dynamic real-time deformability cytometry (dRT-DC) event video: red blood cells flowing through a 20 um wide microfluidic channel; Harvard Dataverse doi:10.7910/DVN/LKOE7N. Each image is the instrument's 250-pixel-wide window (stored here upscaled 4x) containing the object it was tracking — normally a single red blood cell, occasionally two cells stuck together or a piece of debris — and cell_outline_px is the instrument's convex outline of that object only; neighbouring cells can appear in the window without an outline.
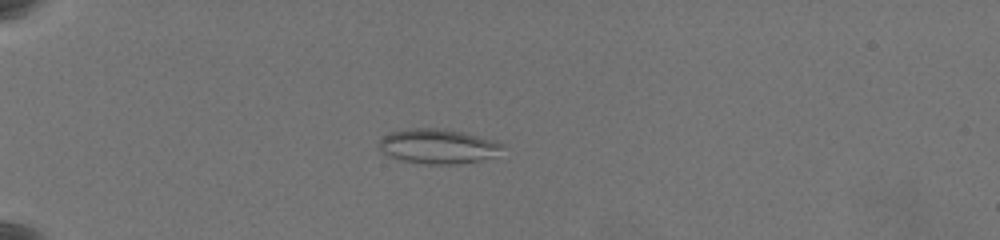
{"species": "common noctule bat (a hibernating species)", "species_latin": "Nyctalus noctula", "temperature_condition": "warm", "stored_images_in_passage": 50, "camera_frame_rate_fps": 3000, "um_per_image_px": 0.085, "animal": {"sex": "female", "body_mass_g": 19.5, "forearm_length_mm": 54.1}, "frame": {"image": 1, "passage_image": 7, "time_ms": 2.0, "image_size_px": [1000, 240], "cell_outline_px": [[504, 144], [492, 156], [480, 160], [456, 164], [424, 164], [396, 160], [380, 152], [380, 140], [384, 136], [392, 132], [408, 128], [444, 128], [496, 140]], "centroid_in_image_um": [37.16, 12.44], "position_along_channel_um": 47.8, "area_um2": 24.91}}
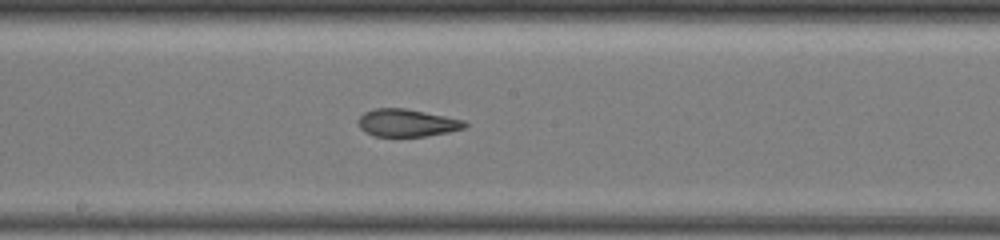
{"frame": {"image": 2, "passage_image": 25, "time_ms": 8.0, "image_size_px": [1000, 240], "cell_outline_px": [[468, 124], [464, 128], [448, 132], [428, 136], [372, 136], [364, 132], [356, 124], [356, 120], [364, 112], [372, 108], [404, 108], [464, 120]], "centroid_in_image_um": [34.52, 10.44], "position_along_channel_um": 213.7, "area_um2": 17.22}}
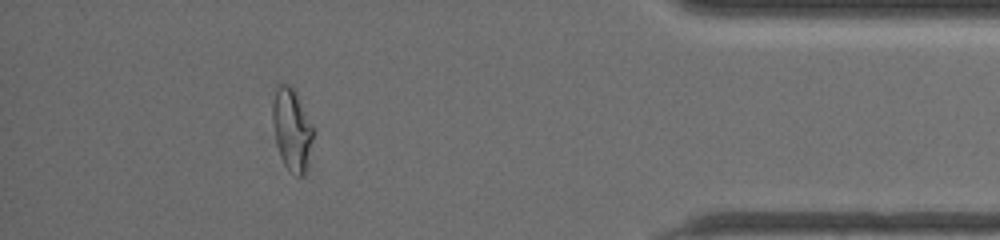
{"frame": {"image": 3, "passage_image": 45, "time_ms": 14.667, "image_size_px": [1000, 240], "cell_outline_px": [[316, 132], [304, 172], [300, 176], [296, 176], [284, 164], [280, 156], [276, 144], [272, 120], [272, 100], [276, 84], [292, 84], [316, 128]], "centroid_in_image_um": [24.82, 10.91], "position_along_channel_um": 410.4, "area_um2": 20.06}, "authors_computed_cell_mechanics": {"area_um2": 18.8717, "velocity_mm_per_s": 3.4797, "shape_relaxation_time_tau1_ms": null, "shape_relaxation_time_tau2_ms": 2.1376, "deformation_change_tau1": null, "deformation_change_tau2": 0.1029}}